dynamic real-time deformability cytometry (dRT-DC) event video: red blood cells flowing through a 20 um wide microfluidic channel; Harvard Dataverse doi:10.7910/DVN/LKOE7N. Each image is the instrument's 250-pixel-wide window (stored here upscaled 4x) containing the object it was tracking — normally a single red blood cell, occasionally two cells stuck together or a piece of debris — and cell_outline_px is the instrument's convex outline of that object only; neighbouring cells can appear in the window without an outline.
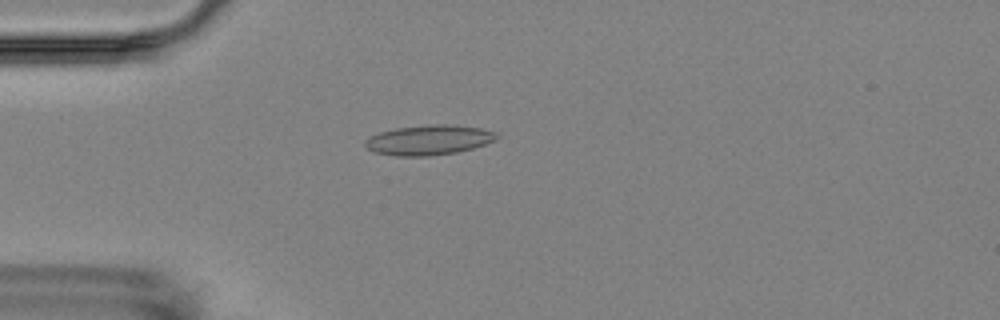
{"species": "Egyptian fruit bat (a non-hibernating species)", "species_latin": "Rousettus aegyptiacus", "temperature_condition": "room temperature", "stored_images_in_passage": 3, "camera_frame_rate_fps": 3000, "um_per_image_px": 0.085, "animal": {"sex": "female"}, "frame": {"image": 1, "passage_image": 3, "time_ms": 2.333, "image_size_px": [1000, 320], "cell_outline_px": [[500, 136], [496, 140], [472, 148], [456, 152], [428, 156], [396, 156], [372, 152], [364, 144], [364, 140], [380, 132], [396, 128], [436, 124], [444, 124], [480, 128], [496, 132]], "centroid_in_image_um": [36.44, 11.91], "position_along_channel_um": 48.6, "area_um2": 22.77}}